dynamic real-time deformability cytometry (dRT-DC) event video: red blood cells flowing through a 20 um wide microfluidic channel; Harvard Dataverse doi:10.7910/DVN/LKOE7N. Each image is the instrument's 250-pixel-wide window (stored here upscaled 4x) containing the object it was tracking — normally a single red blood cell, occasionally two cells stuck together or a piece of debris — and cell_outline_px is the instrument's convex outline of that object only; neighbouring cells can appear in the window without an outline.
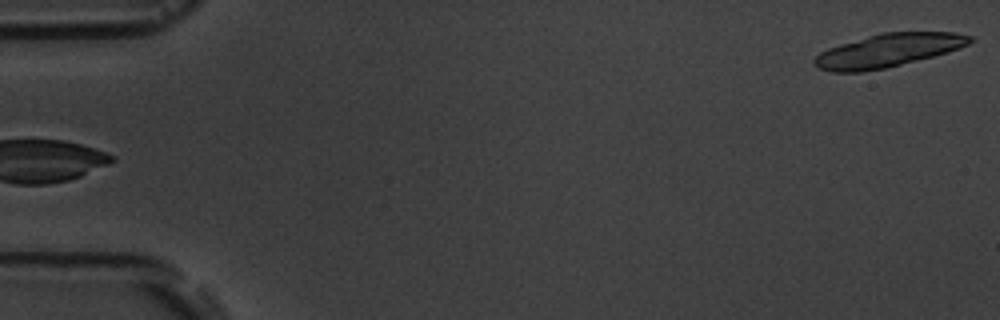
{"species": "common noctule bat (a hibernating species)", "species_latin": "Nyctalus noctula", "temperature_condition": "room temperature", "stored_images_in_passage": 5, "camera_frame_rate_fps": 3000, "um_per_image_px": 0.085, "animal": {"sex": "male", "body_mass_g": 19.5, "forearm_length_mm": 54.6}, "frame": {"image": 1, "passage_image": 5, "time_ms": 5.667, "image_size_px": [1000, 320], "cell_outline_px": [[972, 40], [968, 44], [932, 56], [884, 68], [860, 72], [832, 72], [816, 68], [812, 64], [812, 60], [820, 52], [828, 48], [840, 44], [880, 32], [956, 32], [972, 36]], "centroid_in_image_um": [75.4, 4.28], "position_along_channel_um": 9.6, "area_um2": 29.82}}